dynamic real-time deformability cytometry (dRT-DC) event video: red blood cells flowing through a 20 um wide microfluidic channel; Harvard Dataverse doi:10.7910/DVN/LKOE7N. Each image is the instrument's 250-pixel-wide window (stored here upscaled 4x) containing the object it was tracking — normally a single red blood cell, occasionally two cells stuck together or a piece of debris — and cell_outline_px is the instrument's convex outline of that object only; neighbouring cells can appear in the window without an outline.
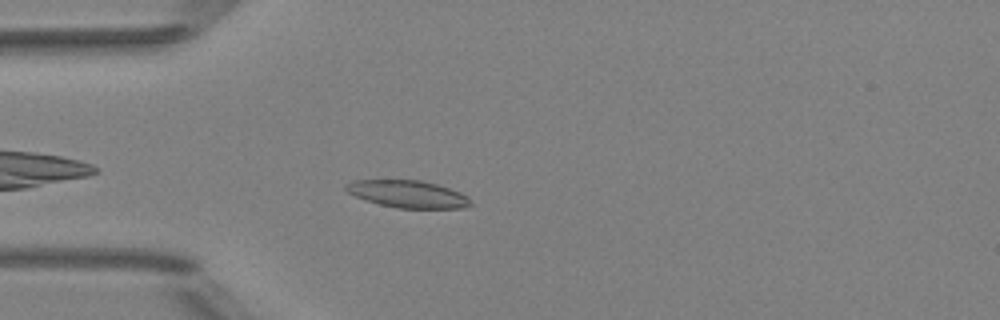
{"species": "Egyptian fruit bat (a non-hibernating species)", "species_latin": "Rousettus aegyptiacus", "temperature_condition": "room temperature", "stored_images_in_passage": 41, "camera_frame_rate_fps": 3000, "um_per_image_px": 0.085, "animal": {"sex": "female"}, "frame": {"image": 1, "passage_image": 4, "time_ms": 1.0, "image_size_px": [1000, 320], "cell_outline_px": [[472, 204], [464, 208], [396, 208], [380, 204], [356, 196], [348, 192], [344, 188], [344, 184], [352, 180], [420, 180], [436, 184], [460, 192], [468, 196], [472, 200]], "centroid_in_image_um": [34.68, 16.49], "position_along_channel_um": 50.3, "area_um2": 19.77}}
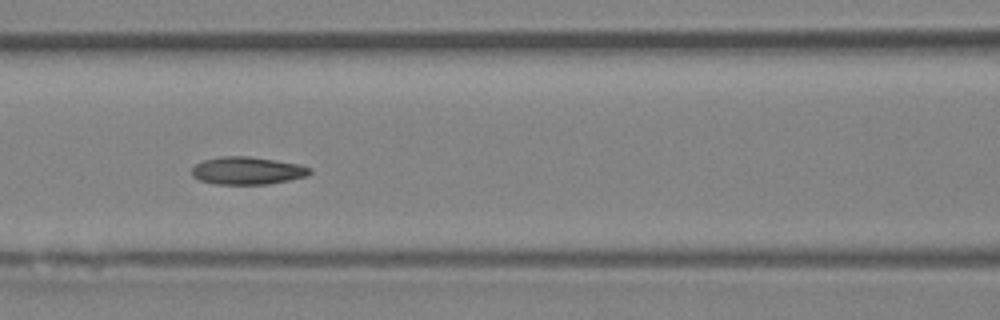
{"frame": {"image": 2, "passage_image": 12, "time_ms": 3.667, "image_size_px": [1000, 320], "cell_outline_px": [[312, 172], [308, 176], [268, 184], [216, 184], [200, 180], [192, 176], [192, 168], [196, 164], [204, 160], [224, 156], [248, 156], [300, 164], [312, 168]], "centroid_in_image_um": [21.05, 14.51], "position_along_channel_um": 145.5, "area_um2": 18.96}}
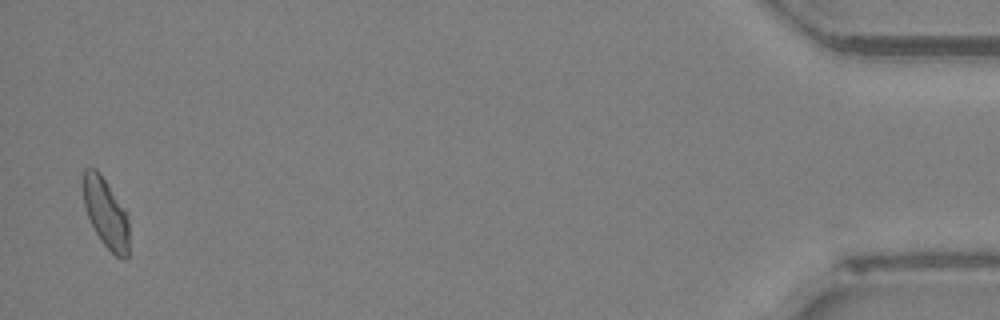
{"frame": {"image": 3, "passage_image": 40, "time_ms": 13.0, "image_size_px": [1000, 320], "cell_outline_px": [[128, 256], [124, 260], [116, 256], [100, 240], [88, 216], [84, 204], [84, 168], [96, 168], [100, 172], [128, 212]], "centroid_in_image_um": [9.03, 18.1], "position_along_channel_um": 426.2, "area_um2": 18.55}, "authors_computed_cell_mechanics": {"area_um2": 18.785, "velocity_mm_per_s": 3.9857, "shape_relaxation_time_tau1_ms": 8.4736, "shape_relaxation_time_tau2_ms": 2.684, "deformation_change_tau1": 0.1714, "deformation_change_tau2": 0.0777}}